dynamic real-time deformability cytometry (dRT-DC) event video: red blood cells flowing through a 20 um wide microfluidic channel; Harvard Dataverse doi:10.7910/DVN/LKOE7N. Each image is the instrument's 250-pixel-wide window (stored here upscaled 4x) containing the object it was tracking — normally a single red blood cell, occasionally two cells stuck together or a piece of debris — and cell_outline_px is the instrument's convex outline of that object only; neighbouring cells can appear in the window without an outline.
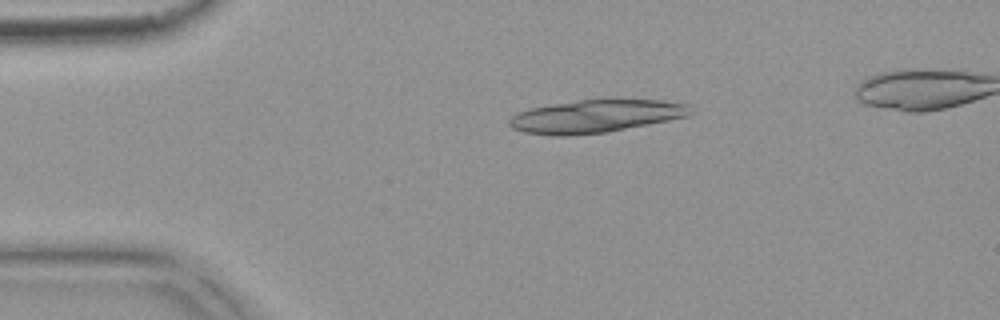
{"species": "common noctule bat (a hibernating species)", "species_latin": "Nyctalus noctula", "temperature_condition": "warm", "stored_images_in_passage": 18, "camera_frame_rate_fps": 3000, "um_per_image_px": 0.085, "animal": {"sex": "female", "body_mass_g": 18.4}, "frame": {"image": 1, "passage_image": 11, "time_ms": 3.333, "image_size_px": [1000, 320], "cell_outline_px": [[692, 112], [688, 116], [608, 132], [568, 136], [552, 136], [524, 132], [512, 128], [508, 124], [508, 120], [516, 112], [532, 108], [580, 100], [660, 100], [688, 104]], "centroid_in_image_um": [50.6, 9.9], "position_along_channel_um": 34.4, "area_um2": 34.39}}